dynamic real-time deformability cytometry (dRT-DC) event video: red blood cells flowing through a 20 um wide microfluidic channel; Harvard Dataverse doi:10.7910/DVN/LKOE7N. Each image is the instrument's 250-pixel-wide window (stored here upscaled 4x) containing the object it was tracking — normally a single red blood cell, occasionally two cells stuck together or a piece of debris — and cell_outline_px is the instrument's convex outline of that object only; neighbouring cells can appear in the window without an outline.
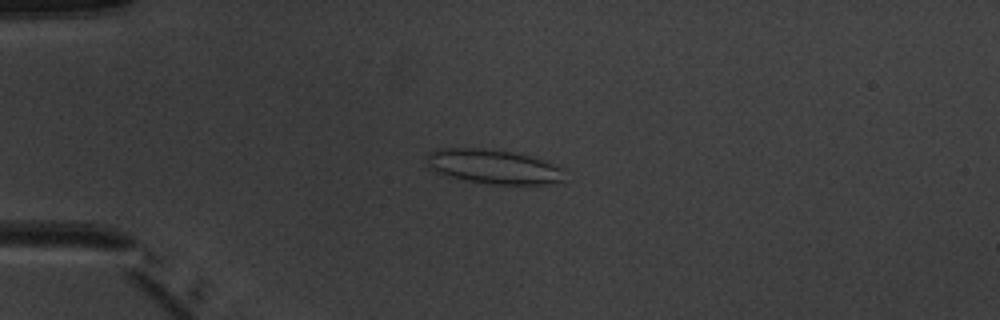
{"species": "common noctule bat (a hibernating species)", "species_latin": "Nyctalus noctula", "temperature_condition": "warm", "stored_images_in_passage": 4, "camera_frame_rate_fps": 3000, "um_per_image_px": 0.085, "animal": {"sex": "male", "body_mass_g": 20.1, "forearm_length_mm": 53.5}, "frame": {"image": 1, "passage_image": 3, "time_ms": 2.0, "image_size_px": [1000, 320], "cell_outline_px": [[568, 168], [564, 184], [492, 184], [464, 180], [432, 172], [428, 168], [424, 160], [428, 152], [440, 148], [476, 148], [512, 152], [528, 156]], "centroid_in_image_um": [41.98, 14.18], "position_along_channel_um": 43.0, "area_um2": 28.32}}